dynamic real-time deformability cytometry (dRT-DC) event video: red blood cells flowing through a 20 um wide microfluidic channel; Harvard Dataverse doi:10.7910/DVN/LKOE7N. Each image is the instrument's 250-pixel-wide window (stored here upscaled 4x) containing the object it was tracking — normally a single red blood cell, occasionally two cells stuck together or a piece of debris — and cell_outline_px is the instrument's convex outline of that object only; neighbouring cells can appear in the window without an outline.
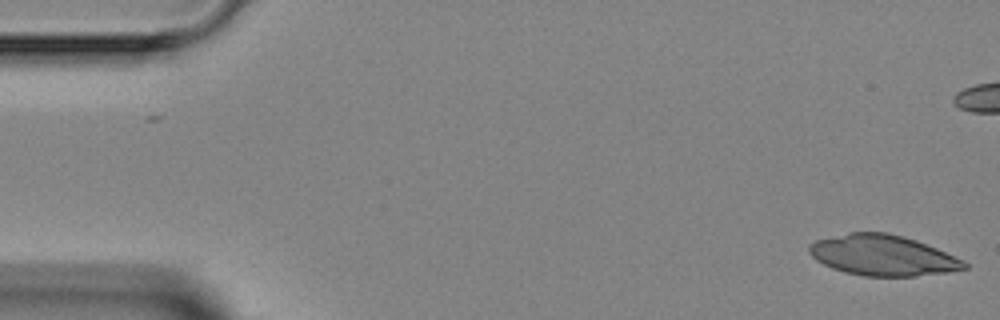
{"species": "Egyptian fruit bat (a non-hibernating species)", "species_latin": "Rousettus aegyptiacus", "temperature_condition": "room temperature", "stored_images_in_passage": 5, "camera_frame_rate_fps": 3000, "um_per_image_px": 0.085, "animal": {"sex": "female"}, "frame": {"image": 1, "passage_image": 1, "time_ms": 0.0, "image_size_px": [1000, 320], "cell_outline_px": [[968, 268], [948, 272], [916, 276], [864, 276], [844, 272], [832, 268], [816, 260], [808, 252], [808, 244], [816, 240], [848, 232], [888, 232], [904, 236], [916, 240], [936, 248], [964, 260], [968, 264]], "centroid_in_image_um": [75.02, 21.7], "position_along_channel_um": 10.0, "area_um2": 36.88}}
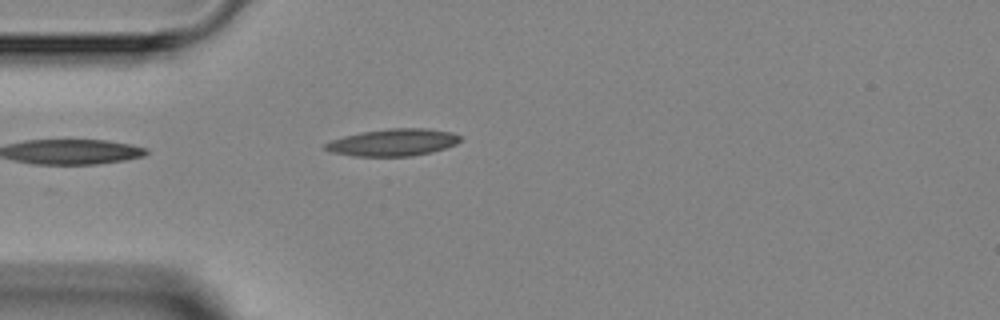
{"frame": {"image": 2, "passage_image": 5, "time_ms": 6.333, "image_size_px": [1000, 320], "cell_outline_px": [[460, 140], [456, 144], [432, 152], [412, 156], [352, 156], [332, 152], [324, 148], [324, 144], [332, 140], [344, 136], [360, 132], [388, 128], [428, 128], [452, 132], [460, 136]], "centroid_in_image_um": [33.41, 12.1], "position_along_channel_um": 51.6, "area_um2": 21.33}}